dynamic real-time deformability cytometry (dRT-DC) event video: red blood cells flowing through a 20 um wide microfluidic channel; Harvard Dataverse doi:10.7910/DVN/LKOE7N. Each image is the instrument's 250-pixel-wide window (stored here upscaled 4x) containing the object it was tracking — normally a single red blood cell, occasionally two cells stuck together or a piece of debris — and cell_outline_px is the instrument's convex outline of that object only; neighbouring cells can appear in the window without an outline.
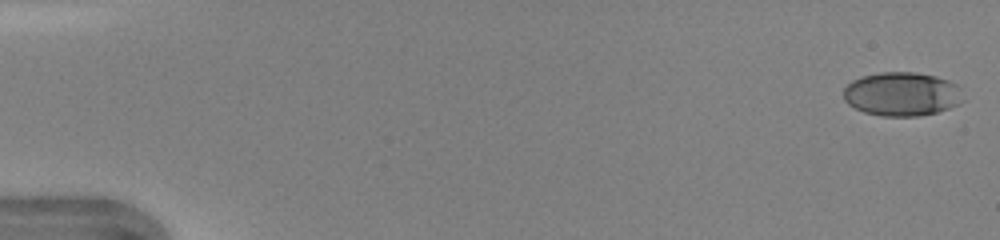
{"species": "human", "species_latin": "Homo sapiens", "temperature_condition": "warm", "stored_images_in_passage": 47, "camera_frame_rate_fps": 3000, "um_per_image_px": 0.085, "donor": {"sex": "female"}, "frame": {"image": 1, "passage_image": 1, "time_ms": 0.0, "image_size_px": [1000, 240], "cell_outline_px": [[956, 104], [948, 108], [936, 112], [916, 116], [884, 116], [864, 112], [848, 104], [844, 100], [844, 88], [852, 80], [860, 76], [880, 72], [916, 72], [936, 76], [948, 80], [956, 84]], "centroid_in_image_um": [76.53, 7.98], "position_along_channel_um": 8.5, "area_um2": 29.88}}
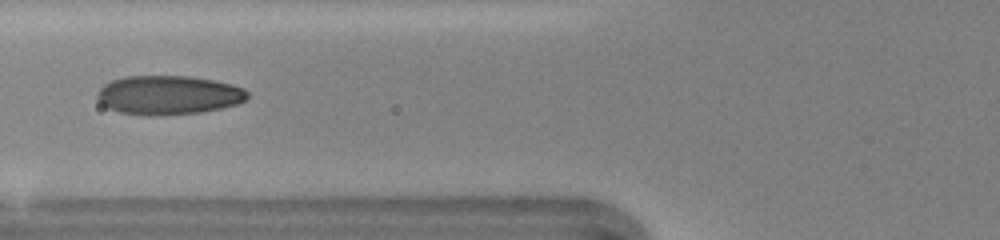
{"frame": {"image": 2, "passage_image": 19, "time_ms": 6.0, "image_size_px": [1000, 240], "cell_outline_px": [[248, 100], [236, 104], [220, 108], [200, 112], [156, 116], [152, 116], [120, 112], [108, 108], [100, 104], [96, 96], [96, 92], [104, 84], [112, 80], [124, 76], [188, 76], [212, 80], [232, 84], [244, 88], [248, 92]], "centroid_in_image_um": [14.3, 8.08], "position_along_channel_um": 111.5, "area_um2": 34.33}}
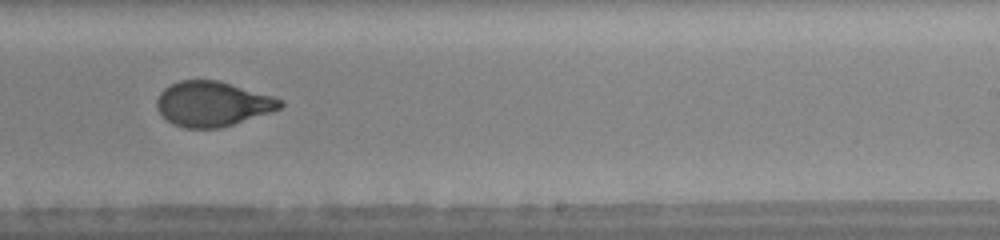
{"frame": {"image": 3, "passage_image": 30, "time_ms": 9.667, "image_size_px": [1000, 240], "cell_outline_px": [[284, 104], [280, 108], [272, 112], [220, 128], [184, 128], [172, 124], [156, 108], [156, 100], [160, 92], [164, 88], [180, 80], [216, 80], [272, 96], [284, 100]], "centroid_in_image_um": [18.05, 8.84], "position_along_channel_um": 270.9, "area_um2": 32.14}, "authors_computed_cell_mechanics": {"area_um2": 32.5414, "velocity_mm_per_s": 4.3509, "shape_relaxation_time_tau1_ms": 3.7952, "shape_relaxation_time_tau2_ms": 0.6269, "deformation_change_tau1": 0.1832, "deformation_change_tau2": 0.0536}}